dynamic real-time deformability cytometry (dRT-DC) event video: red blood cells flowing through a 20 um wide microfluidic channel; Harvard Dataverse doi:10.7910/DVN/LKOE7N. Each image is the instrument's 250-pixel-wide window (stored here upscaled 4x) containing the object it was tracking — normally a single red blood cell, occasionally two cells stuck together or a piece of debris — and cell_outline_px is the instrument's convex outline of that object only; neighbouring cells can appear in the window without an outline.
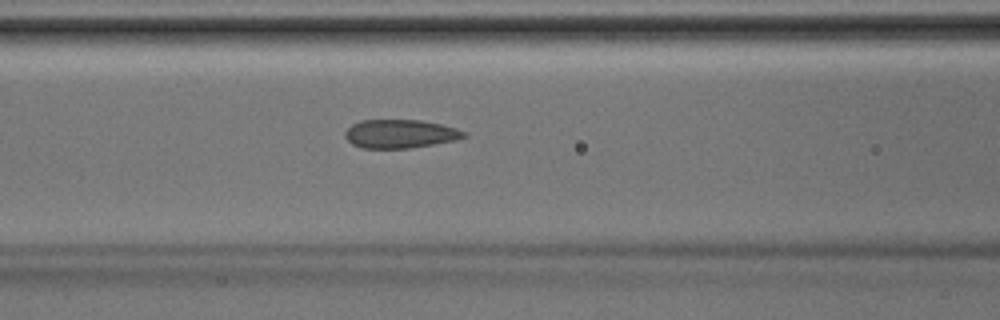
{"species": "Egyptian fruit bat (a non-hibernating species)", "species_latin": "Rousettus aegyptiacus", "temperature_condition": "room temperature", "stored_images_in_passage": 41, "camera_frame_rate_fps": 3000, "um_per_image_px": 0.085, "animal": {"sex": "male"}, "frame": {"image": 1, "passage_image": 17, "time_ms": 5.333, "image_size_px": [1000, 320], "cell_outline_px": [[468, 136], [456, 140], [412, 148], [360, 148], [352, 144], [344, 136], [344, 132], [352, 124], [360, 120], [420, 120], [440, 124], [456, 128], [468, 132]], "centroid_in_image_um": [34.02, 11.38], "position_along_channel_um": 132.6, "area_um2": 19.94}}
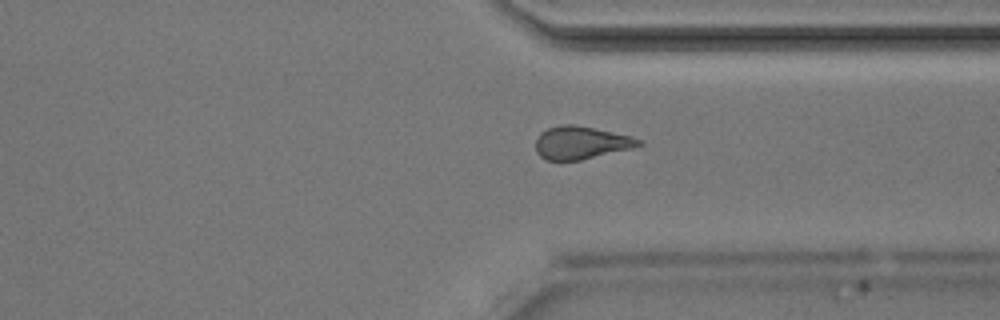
{"frame": {"image": 2, "passage_image": 31, "time_ms": 10.0, "image_size_px": [1000, 320], "cell_outline_px": [[644, 144], [632, 148], [580, 160], [544, 160], [536, 152], [536, 140], [540, 132], [548, 128], [564, 124], [576, 124], [632, 136], [640, 140]], "centroid_in_image_um": [49.37, 12.12], "position_along_channel_um": 362.0, "area_um2": 19.71}}
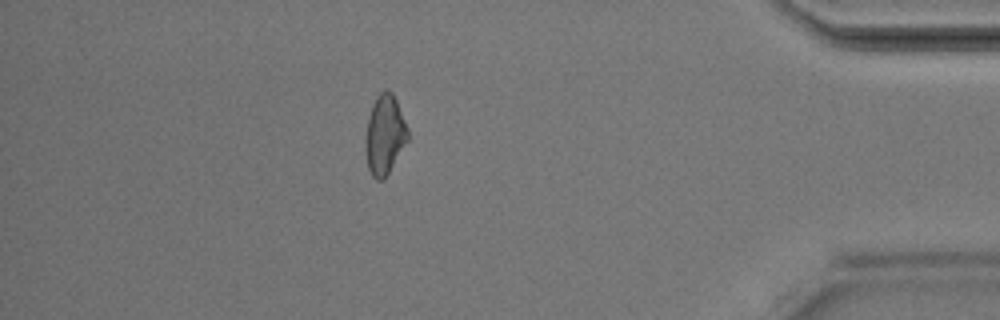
{"frame": {"image": 3, "passage_image": 36, "time_ms": 11.667, "image_size_px": [1000, 320], "cell_outline_px": [[408, 140], [384, 180], [376, 180], [372, 176], [368, 168], [364, 148], [364, 140], [368, 116], [372, 104], [376, 96], [380, 92], [388, 88], [392, 92], [396, 100], [408, 128]], "centroid_in_image_um": [32.67, 11.45], "position_along_channel_um": 402.5, "area_um2": 19.88}}